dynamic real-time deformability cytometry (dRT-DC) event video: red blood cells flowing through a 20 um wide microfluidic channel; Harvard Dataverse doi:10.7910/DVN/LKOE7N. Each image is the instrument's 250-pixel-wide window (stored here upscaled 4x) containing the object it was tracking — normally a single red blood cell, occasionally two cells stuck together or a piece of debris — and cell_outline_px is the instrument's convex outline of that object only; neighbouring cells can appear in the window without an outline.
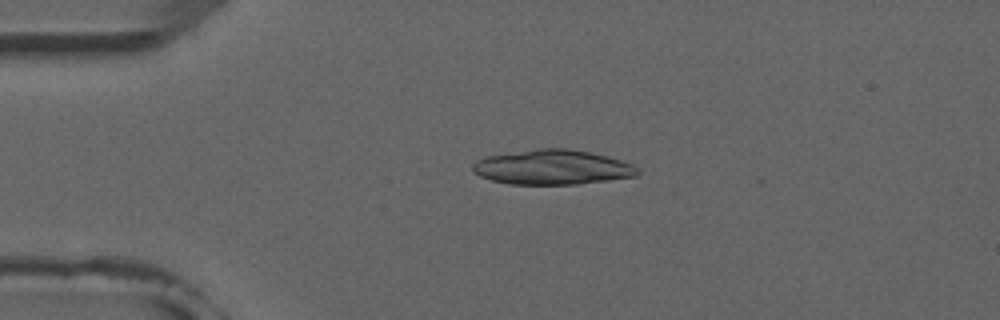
{"species": "common noctule bat (a hibernating species)", "species_latin": "Nyctalus noctula", "temperature_condition": "room temperature", "stored_images_in_passage": 4, "camera_frame_rate_fps": 3000, "um_per_image_px": 0.085, "animal": {"sex": "male", "forearm_length_mm": 52.5}, "frame": {"image": 1, "passage_image": 3, "time_ms": 2.333, "image_size_px": [1000, 320], "cell_outline_px": [[640, 172], [636, 176], [608, 180], [576, 184], [512, 184], [492, 180], [480, 176], [472, 172], [472, 164], [476, 160], [484, 156], [536, 148], [568, 148], [608, 156], [632, 164]], "centroid_in_image_um": [46.91, 14.2], "position_along_channel_um": 38.1, "area_um2": 33.47}}